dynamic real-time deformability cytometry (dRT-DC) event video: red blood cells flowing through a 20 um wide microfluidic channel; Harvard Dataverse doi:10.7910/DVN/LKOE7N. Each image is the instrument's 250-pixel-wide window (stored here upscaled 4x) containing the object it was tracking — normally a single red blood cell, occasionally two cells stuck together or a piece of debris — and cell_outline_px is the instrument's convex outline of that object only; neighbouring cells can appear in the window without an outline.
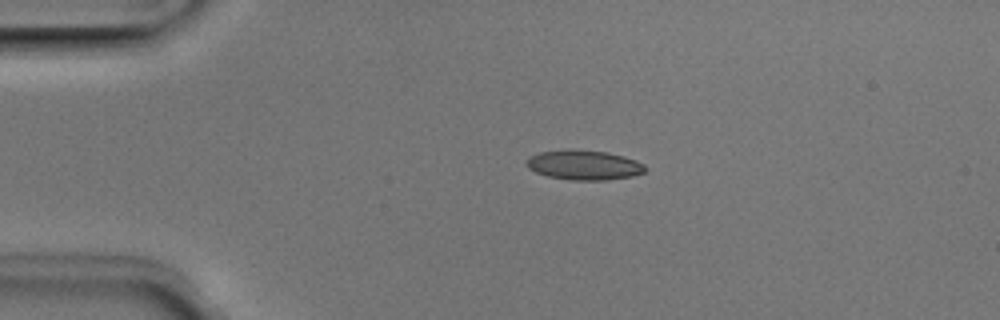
{"species": "Egyptian fruit bat (a non-hibernating species)", "species_latin": "Rousettus aegyptiacus", "temperature_condition": "room temperature", "stored_images_in_passage": 41, "camera_frame_rate_fps": 3000, "um_per_image_px": 0.085, "animal": {"sex": "male"}, "frame": {"image": 1, "passage_image": 1, "time_ms": 0.0, "image_size_px": [1000, 320], "cell_outline_px": [[648, 168], [644, 172], [632, 176], [608, 180], [572, 180], [548, 176], [536, 172], [528, 168], [528, 160], [532, 156], [540, 152], [568, 148], [572, 148], [608, 152], [624, 156], [636, 160], [644, 164]], "centroid_in_image_um": [49.69, 14.01], "position_along_channel_um": 35.3, "area_um2": 20.69}}
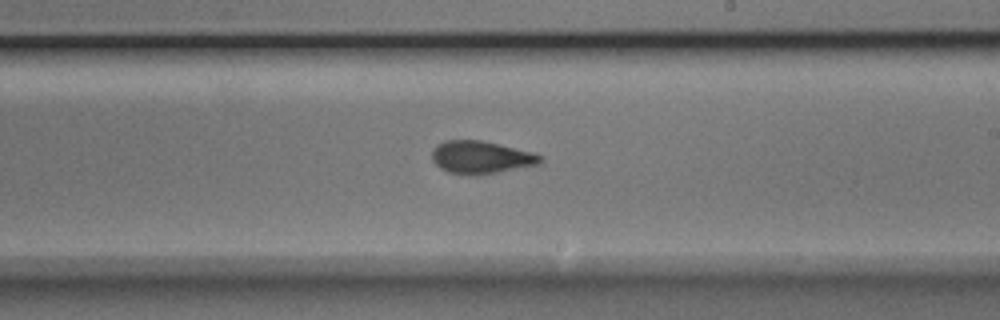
{"frame": {"image": 2, "passage_image": 20, "time_ms": 6.333, "image_size_px": [1000, 320], "cell_outline_px": [[544, 160], [540, 164], [496, 172], [448, 172], [440, 168], [432, 160], [432, 148], [436, 144], [444, 140], [480, 140], [500, 144], [532, 152], [544, 156]], "centroid_in_image_um": [40.9, 13.32], "position_along_channel_um": 248.1, "area_um2": 20.11}}
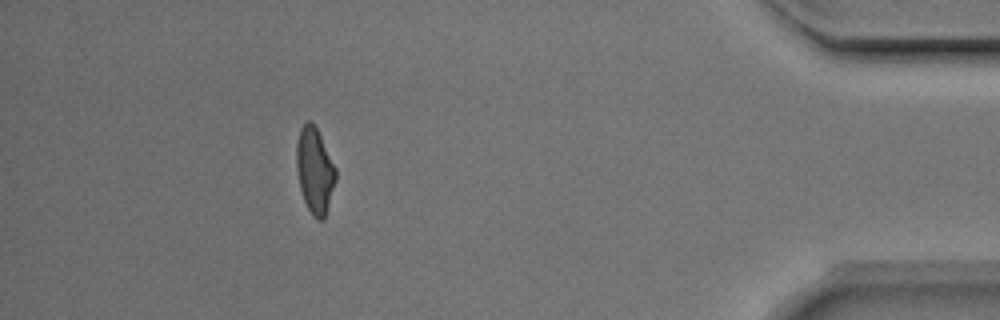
{"frame": {"image": 3, "passage_image": 36, "time_ms": 11.667, "image_size_px": [1000, 320], "cell_outline_px": [[336, 180], [324, 220], [316, 220], [312, 216], [304, 200], [300, 188], [296, 168], [296, 144], [300, 128], [308, 120], [312, 120], [336, 168]], "centroid_in_image_um": [26.74, 14.51], "position_along_channel_um": 408.5, "area_um2": 19.59}, "authors_computed_cell_mechanics": {"area_um2": 20.3456, "velocity_mm_per_s": 3.9875, "shape_relaxation_time_tau1_ms": 9.5315, "shape_relaxation_time_tau2_ms": 1.4061, "deformation_change_tau1": 0.2257, "deformation_change_tau2": 0.0763}}